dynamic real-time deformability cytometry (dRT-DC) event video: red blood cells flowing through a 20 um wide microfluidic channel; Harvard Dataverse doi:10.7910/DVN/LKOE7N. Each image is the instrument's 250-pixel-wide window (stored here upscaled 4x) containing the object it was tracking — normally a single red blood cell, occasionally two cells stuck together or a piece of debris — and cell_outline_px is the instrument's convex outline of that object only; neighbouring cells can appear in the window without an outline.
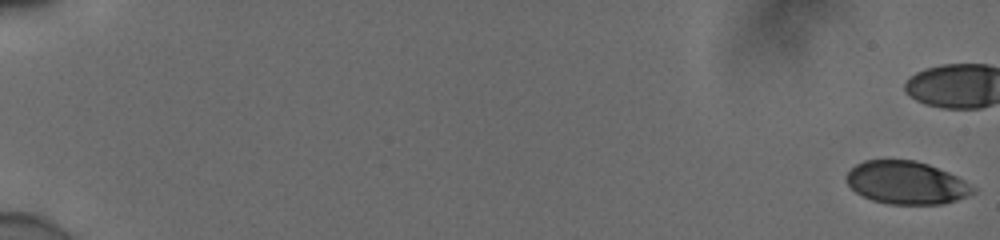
{"species": "human", "species_latin": "Homo sapiens", "temperature_condition": "cold", "stored_images_in_passage": 46, "camera_frame_rate_fps": 3000, "um_per_image_px": 0.085, "donor": {"sex": "male"}, "frame": {"image": 1, "passage_image": 1, "time_ms": 0.0, "image_size_px": [1000, 240], "cell_outline_px": [[976, 192], [956, 200], [940, 204], [888, 204], [872, 200], [856, 192], [848, 184], [844, 176], [856, 164], [864, 160], [916, 160], [928, 164], [948, 172], [964, 180], [976, 188]], "centroid_in_image_um": [77.04, 15.53], "position_along_channel_um": 8.0, "area_um2": 31.56}}
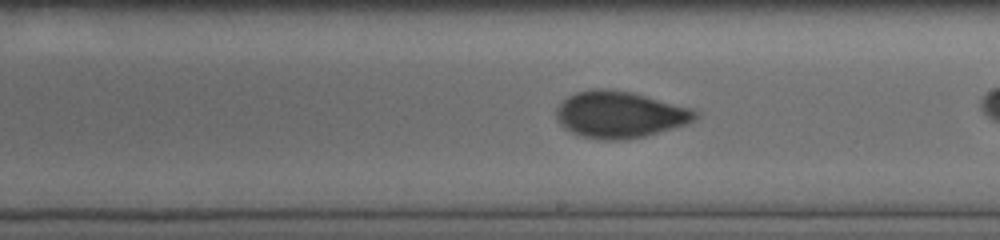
{"frame": {"image": 2, "passage_image": 35, "time_ms": 11.333, "image_size_px": [1000, 240], "cell_outline_px": [[700, 116], [696, 120], [688, 124], [644, 136], [620, 140], [604, 140], [584, 136], [572, 132], [564, 128], [556, 120], [556, 108], [568, 96], [576, 92], [588, 88], [612, 88], [632, 92], [692, 108], [700, 112]], "centroid_in_image_um": [52.71, 9.72], "position_along_channel_um": 236.3, "area_um2": 38.09}}
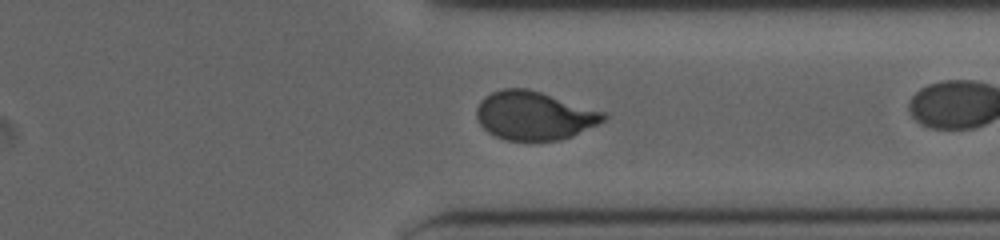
{"frame": {"image": 3, "passage_image": 45, "time_ms": 14.667, "image_size_px": [1000, 240], "cell_outline_px": [[608, 116], [604, 120], [572, 136], [560, 140], [504, 140], [488, 132], [480, 124], [476, 116], [476, 108], [480, 100], [484, 96], [492, 92], [504, 88], [528, 88], [608, 112]], "centroid_in_image_um": [45.41, 9.81], "position_along_channel_um": 366.0, "area_um2": 36.07}}